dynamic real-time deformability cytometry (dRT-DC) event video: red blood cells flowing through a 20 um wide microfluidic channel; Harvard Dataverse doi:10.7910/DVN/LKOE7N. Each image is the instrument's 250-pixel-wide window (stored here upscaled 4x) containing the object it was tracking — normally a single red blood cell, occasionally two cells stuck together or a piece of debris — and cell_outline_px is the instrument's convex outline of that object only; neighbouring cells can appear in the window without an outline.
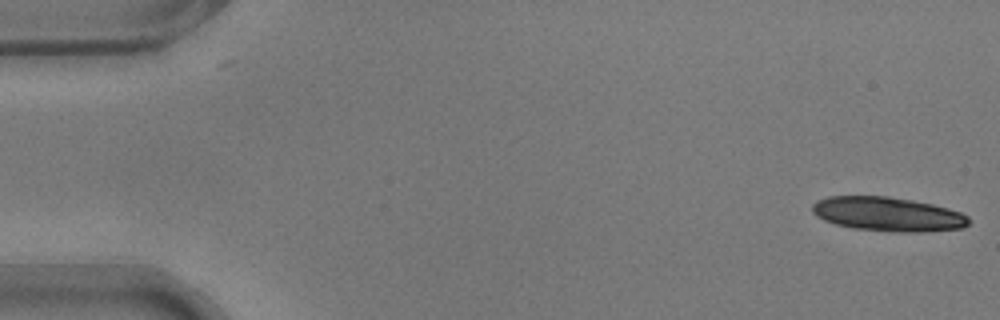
{"species": "common noctule bat (a hibernating species)", "species_latin": "Nyctalus noctula", "temperature_condition": "warm", "stored_images_in_passage": 32, "camera_frame_rate_fps": 3000, "um_per_image_px": 0.085, "animal": {"sex": "male", "body_mass_g": 17.9}, "frame": {"image": 1, "passage_image": 1, "time_ms": 0.0, "image_size_px": [1000, 320], "cell_outline_px": [[968, 224], [964, 228], [924, 232], [892, 232], [856, 228], [836, 224], [824, 220], [816, 216], [812, 212], [812, 204], [816, 200], [828, 196], [888, 196], [912, 200], [932, 204], [948, 208], [960, 212], [968, 216]], "centroid_in_image_um": [75.46, 18.2], "position_along_channel_um": 9.5, "area_um2": 31.27}}
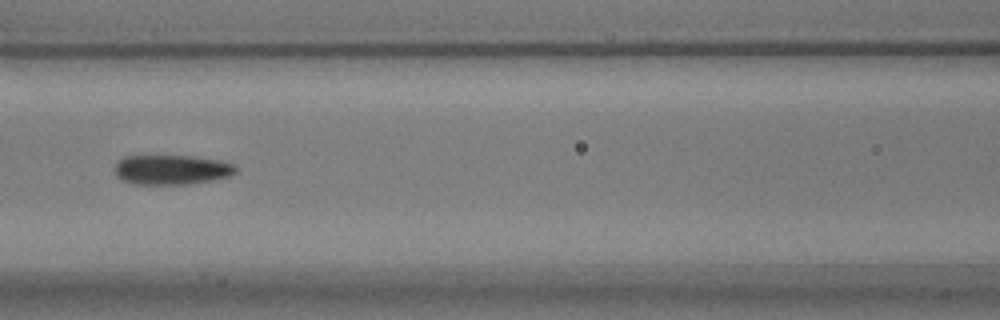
{"frame": {"image": 2, "passage_image": 24, "time_ms": 7.667, "image_size_px": [1000, 320], "cell_outline_px": [[236, 172], [228, 176], [212, 180], [184, 184], [140, 184], [120, 180], [116, 176], [116, 164], [124, 156], [196, 156], [220, 160], [236, 164]], "centroid_in_image_um": [14.61, 14.41], "position_along_channel_um": 152.0, "area_um2": 20.87}}
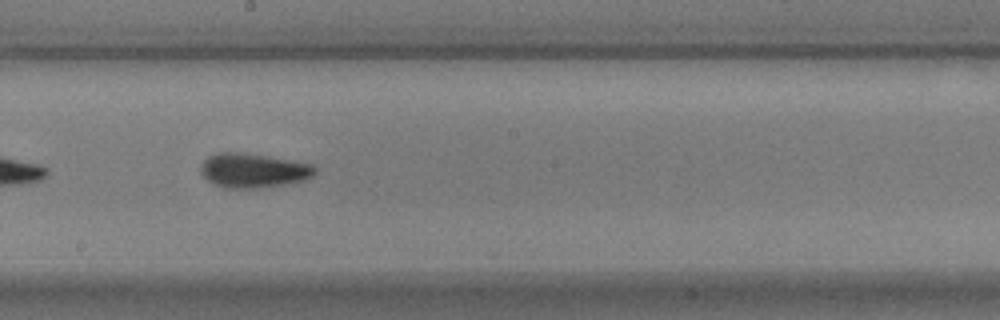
{"frame": {"image": 3, "passage_image": 30, "time_ms": 9.667, "image_size_px": [1000, 320], "cell_outline_px": [[316, 172], [312, 176], [304, 180], [284, 184], [252, 188], [224, 188], [212, 184], [200, 172], [200, 164], [208, 156], [216, 152], [244, 152], [292, 160], [312, 164], [316, 168]], "centroid_in_image_um": [21.49, 14.47], "position_along_channel_um": 226.7, "area_um2": 23.0}}